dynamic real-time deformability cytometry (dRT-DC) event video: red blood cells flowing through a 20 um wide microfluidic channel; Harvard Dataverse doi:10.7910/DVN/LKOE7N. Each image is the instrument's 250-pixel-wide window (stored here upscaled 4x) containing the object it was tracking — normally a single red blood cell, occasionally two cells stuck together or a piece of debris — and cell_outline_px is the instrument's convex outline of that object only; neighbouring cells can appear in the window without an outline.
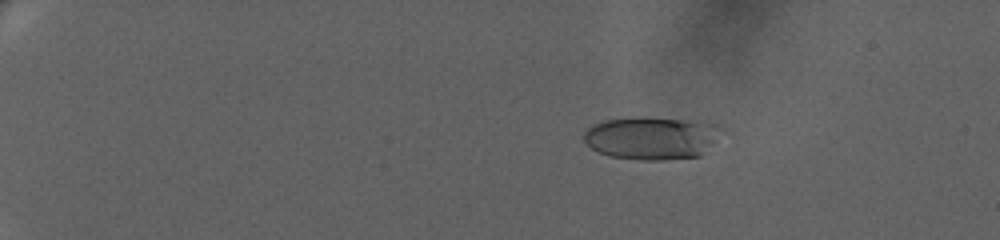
{"species": "human", "species_latin": "Homo sapiens", "temperature_condition": "warm", "stored_images_in_passage": 69, "camera_frame_rate_fps": 3000, "um_per_image_px": 0.085, "donor": {"sex": "female"}, "frame": {"image": 1, "passage_image": 15, "time_ms": 4.667, "image_size_px": [1000, 240], "cell_outline_px": [[712, 144], [700, 156], [660, 160], [640, 160], [612, 156], [600, 152], [592, 148], [584, 140], [584, 132], [588, 128], [604, 120], [632, 116], [648, 116], [712, 124]], "centroid_in_image_um": [55.22, 11.73], "position_along_channel_um": 29.8, "area_um2": 33.23}}
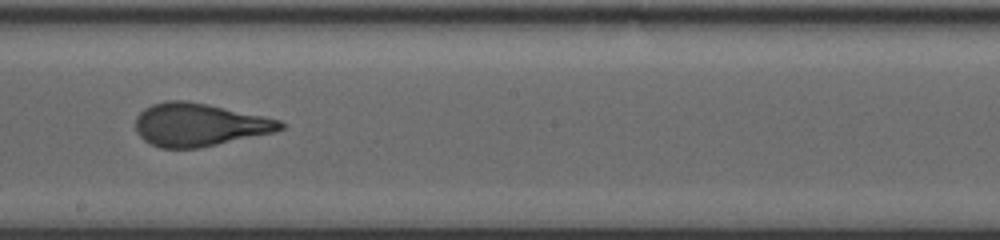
{"frame": {"image": 2, "passage_image": 45, "time_ms": 14.667, "image_size_px": [1000, 240], "cell_outline_px": [[288, 124], [284, 128], [272, 132], [216, 144], [196, 148], [160, 148], [144, 140], [136, 132], [136, 116], [144, 108], [152, 104], [164, 100], [184, 100], [208, 104], [280, 120]], "centroid_in_image_um": [16.89, 10.59], "position_along_channel_um": 231.3, "area_um2": 35.95}}
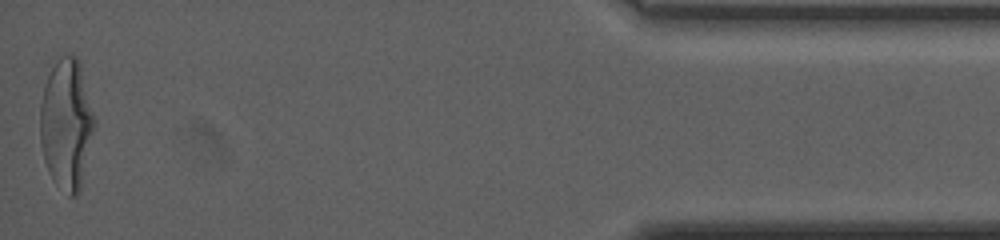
{"frame": {"image": 3, "passage_image": 69, "time_ms": 22.667, "image_size_px": [1000, 240], "cell_outline_px": [[96, 124], [80, 192], [76, 196], [68, 196], [52, 180], [48, 172], [44, 160], [40, 144], [40, 104], [44, 84], [52, 68], [60, 56], [76, 56], [80, 60], [96, 120]], "centroid_in_image_um": [5.66, 10.58], "position_along_channel_um": 429.5, "area_um2": 41.96}, "authors_computed_cell_mechanics": {"area_um2": 35.6048, "velocity_mm_per_s": 3.2744, "shape_relaxation_time_tau1_ms": 6.4574, "shape_relaxation_time_tau2_ms": 0.946, "deformation_change_tau1": 0.2683, "deformation_change_tau2": 0.0953}}